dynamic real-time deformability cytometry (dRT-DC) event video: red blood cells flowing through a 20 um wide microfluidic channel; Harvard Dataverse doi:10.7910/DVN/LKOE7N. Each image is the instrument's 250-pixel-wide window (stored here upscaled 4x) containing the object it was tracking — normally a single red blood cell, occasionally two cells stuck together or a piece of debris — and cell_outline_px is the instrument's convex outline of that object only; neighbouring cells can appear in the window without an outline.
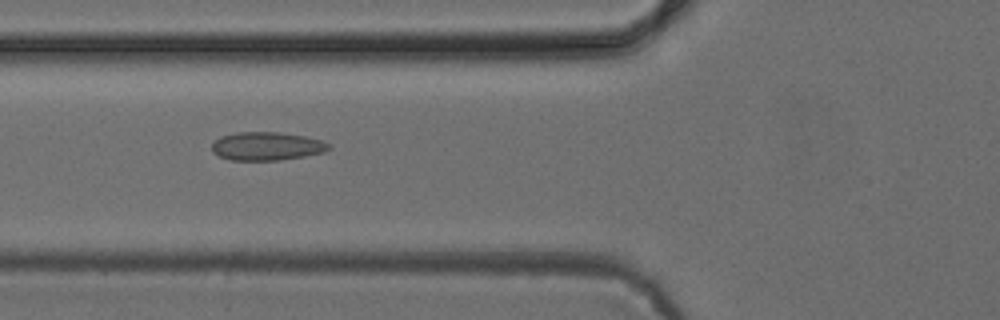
{"species": "common noctule bat (a hibernating species)", "species_latin": "Nyctalus noctula", "temperature_condition": "cold", "stored_images_in_passage": 7, "camera_frame_rate_fps": 3000, "um_per_image_px": 0.085, "animal": {"sex": "female", "body_mass_g": 24.6, "forearm_length_mm": 56.2}, "frame": {"image": 1, "passage_image": 5, "time_ms": 6.0, "image_size_px": [1000, 320], "cell_outline_px": [[332, 148], [324, 152], [304, 156], [280, 160], [232, 160], [220, 156], [212, 152], [212, 144], [220, 136], [236, 132], [280, 132], [304, 136], [320, 140], [332, 144]], "centroid_in_image_um": [22.69, 12.42], "position_along_channel_um": 103.1, "area_um2": 19.36}}
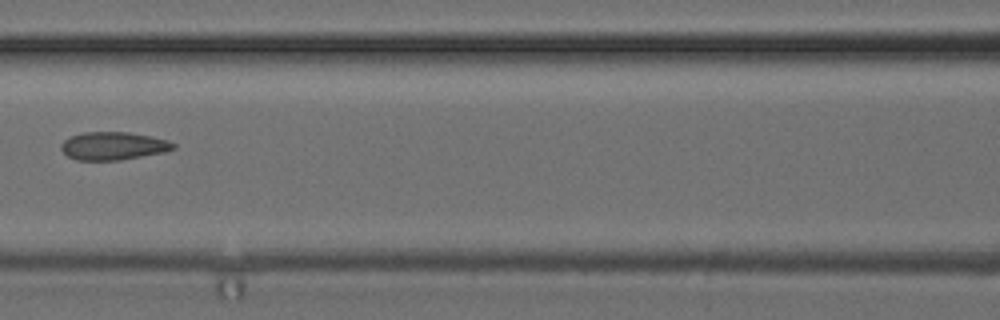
{"frame": {"image": 2, "passage_image": 6, "time_ms": 7.333, "image_size_px": [1000, 320], "cell_outline_px": [[176, 148], [164, 152], [120, 160], [76, 160], [68, 156], [60, 148], [60, 144], [64, 140], [80, 132], [128, 132], [152, 136], [168, 140], [176, 144]], "centroid_in_image_um": [9.63, 12.4], "position_along_channel_um": 157.0, "area_um2": 18.38}}
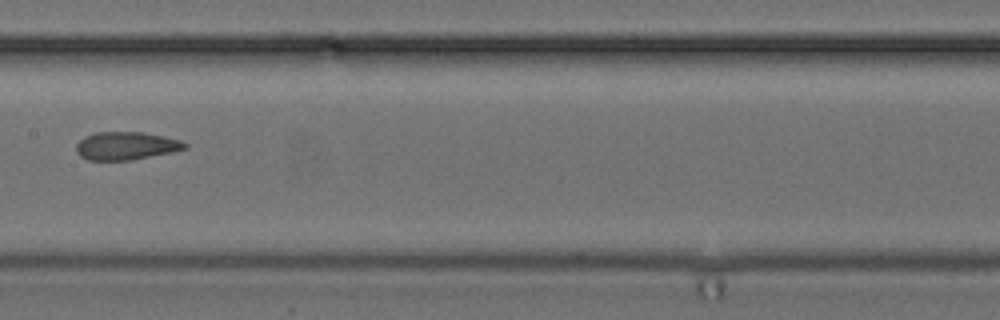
{"frame": {"image": 3, "passage_image": 7, "time_ms": 8.333, "image_size_px": [1000, 320], "cell_outline_px": [[188, 148], [172, 152], [132, 160], [88, 160], [80, 156], [76, 152], [76, 144], [84, 136], [96, 132], [144, 132], [164, 136], [180, 140], [188, 144]], "centroid_in_image_um": [10.72, 12.39], "position_along_channel_um": 196.7, "area_um2": 17.86}}